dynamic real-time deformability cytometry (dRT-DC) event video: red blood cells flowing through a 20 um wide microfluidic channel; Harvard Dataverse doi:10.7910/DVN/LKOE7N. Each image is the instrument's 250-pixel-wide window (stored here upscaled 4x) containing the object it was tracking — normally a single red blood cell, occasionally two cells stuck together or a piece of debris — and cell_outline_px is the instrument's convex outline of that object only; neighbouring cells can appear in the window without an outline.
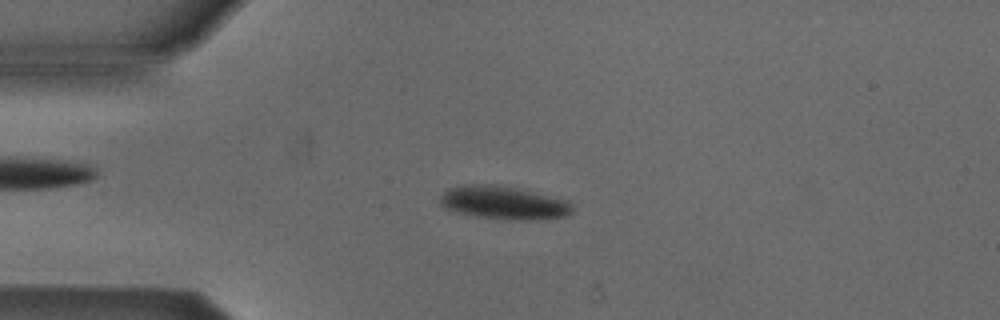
{"species": "Egyptian fruit bat (a non-hibernating species)", "species_latin": "Rousettus aegyptiacus", "temperature_condition": "cold", "stored_images_in_passage": 41, "camera_frame_rate_fps": 3000, "um_per_image_px": 0.085, "animal": {"sex": "male"}, "frame": {"image": 1, "passage_image": 1, "time_ms": 0.0, "image_size_px": [1000, 320], "cell_outline_px": [[572, 212], [564, 216], [532, 220], [508, 220], [476, 216], [444, 208], [440, 204], [440, 196], [448, 188], [460, 184], [496, 184], [516, 188], [568, 200], [572, 204]], "centroid_in_image_um": [42.78, 17.22], "position_along_channel_um": 42.2, "area_um2": 25.61}}
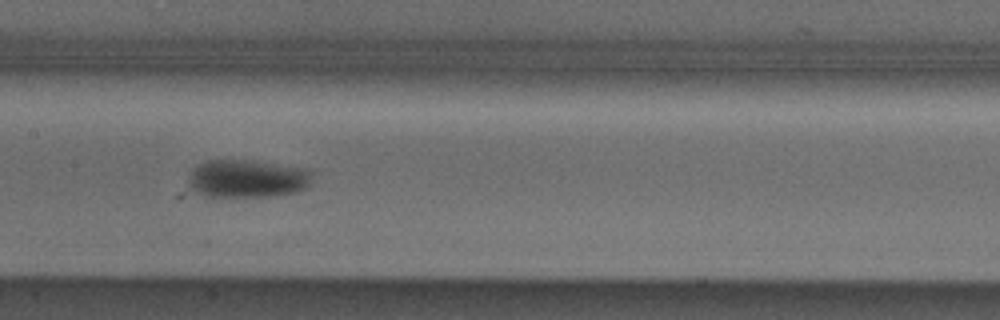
{"frame": {"image": 2, "passage_image": 14, "time_ms": 4.333, "image_size_px": [1000, 320], "cell_outline_px": [[312, 184], [308, 188], [296, 192], [272, 196], [216, 200], [204, 196], [188, 188], [188, 180], [192, 172], [200, 164], [208, 160], [236, 160], [308, 168], [312, 172]], "centroid_in_image_um": [21.01, 15.26], "position_along_channel_um": 186.4, "area_um2": 28.21}}
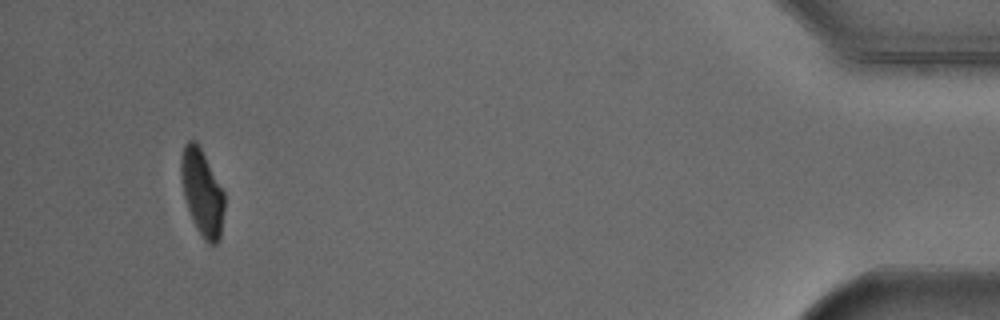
{"frame": {"image": 3, "passage_image": 38, "time_ms": 12.333, "image_size_px": [1000, 320], "cell_outline_px": [[224, 208], [220, 240], [216, 244], [208, 244], [204, 240], [188, 208], [184, 196], [180, 176], [180, 156], [184, 144], [188, 140], [192, 140], [200, 148], [224, 192]], "centroid_in_image_um": [17.17, 16.36], "position_along_channel_um": 418.0, "area_um2": 21.39}, "authors_computed_cell_mechanics": {"area_um2": 25.8366, "velocity_mm_per_s": 3.8613, "shape_relaxation_time_tau1_ms": 2.6148, "shape_relaxation_time_tau2_ms": null, "deformation_change_tau1": 0.1056, "deformation_change_tau2": null}}